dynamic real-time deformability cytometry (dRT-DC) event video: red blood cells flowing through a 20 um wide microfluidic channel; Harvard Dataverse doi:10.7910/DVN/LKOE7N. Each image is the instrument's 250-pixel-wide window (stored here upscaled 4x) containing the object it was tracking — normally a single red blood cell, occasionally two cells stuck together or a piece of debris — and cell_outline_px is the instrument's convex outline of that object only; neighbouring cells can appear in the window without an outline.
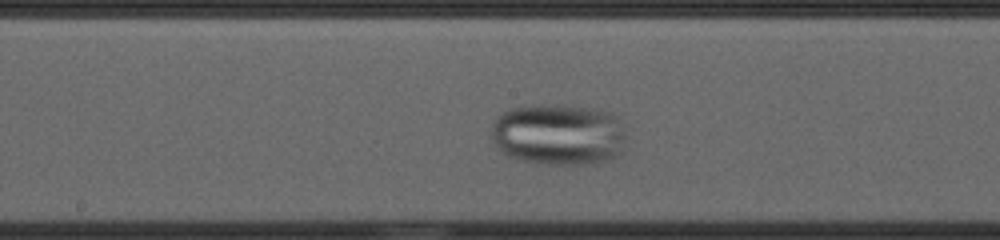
{"species": "common noctule bat (a hibernating species)", "species_latin": "Nyctalus noctula", "temperature_condition": "cold", "stored_images_in_passage": 41, "camera_frame_rate_fps": 3000, "um_per_image_px": 0.085, "animal": {"sex": "female", "body_mass_g": 23.0, "forearm_length_mm": 53.4}, "frame": {"image": 1, "passage_image": 17, "time_ms": 5.333, "image_size_px": [1000, 240], "cell_outline_px": [[628, 148], [612, 160], [592, 164], [548, 164], [520, 160], [508, 156], [500, 152], [492, 144], [492, 124], [496, 116], [500, 112], [508, 108], [536, 104], [572, 104], [596, 108], [612, 112], [616, 116], [624, 132]], "centroid_in_image_um": [47.49, 11.41], "position_along_channel_um": 200.7, "area_um2": 50.05}}
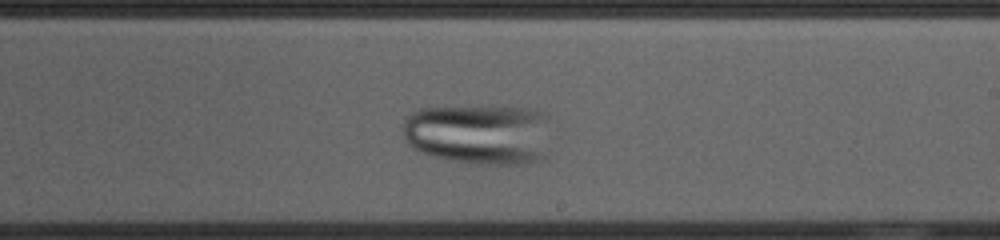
{"frame": {"image": 2, "passage_image": 21, "time_ms": 6.667, "image_size_px": [1000, 240], "cell_outline_px": [[548, 156], [524, 164], [472, 164], [448, 160], [412, 148], [408, 144], [404, 136], [404, 120], [412, 112], [420, 108], [536, 108], [548, 116]], "centroid_in_image_um": [40.77, 11.43], "position_along_channel_um": 248.2, "area_um2": 52.48}}